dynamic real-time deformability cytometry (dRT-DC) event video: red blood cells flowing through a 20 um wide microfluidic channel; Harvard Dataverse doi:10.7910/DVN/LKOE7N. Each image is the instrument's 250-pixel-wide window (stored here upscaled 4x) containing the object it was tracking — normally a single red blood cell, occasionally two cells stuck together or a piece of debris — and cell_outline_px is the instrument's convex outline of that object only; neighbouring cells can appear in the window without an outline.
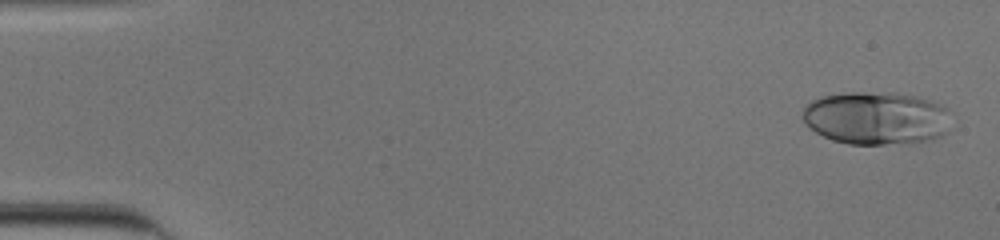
{"species": "human", "species_latin": "Homo sapiens", "temperature_condition": "cold", "stored_images_in_passage": 52, "camera_frame_rate_fps": 3000, "um_per_image_px": 0.085, "donor": {"sex": "male"}, "frame": {"image": 1, "passage_image": 2, "time_ms": 0.333, "image_size_px": [1000, 240], "cell_outline_px": [[948, 132], [940, 136], [928, 140], [884, 144], [848, 144], [832, 140], [816, 132], [804, 120], [804, 108], [812, 100], [820, 96], [852, 92], [860, 92], [912, 96], [944, 104], [948, 108]], "centroid_in_image_um": [74.49, 10.04], "position_along_channel_um": 10.5, "area_um2": 45.14}}
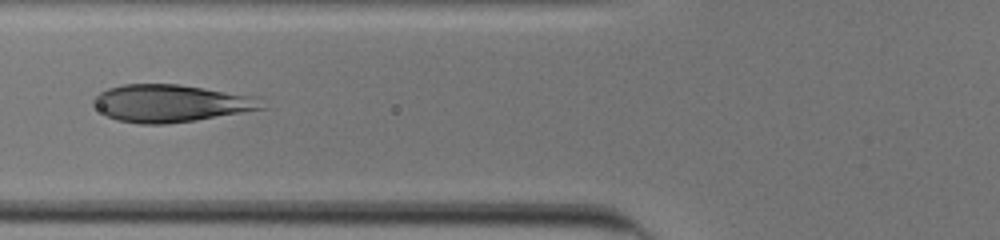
{"frame": {"image": 2, "passage_image": 21, "time_ms": 6.667, "image_size_px": [1000, 240], "cell_outline_px": [[268, 108], [196, 120], [164, 124], [140, 124], [120, 120], [108, 116], [92, 104], [92, 100], [100, 92], [108, 88], [124, 84], [180, 84], [256, 96]], "centroid_in_image_um": [14.55, 8.77], "position_along_channel_um": 111.3, "area_um2": 36.65}}
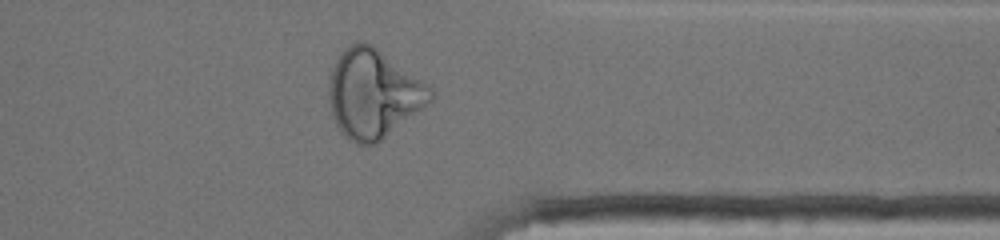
{"frame": {"image": 3, "passage_image": 42, "time_ms": 13.667, "image_size_px": [1000, 240], "cell_outline_px": [[436, 96], [432, 100], [376, 144], [356, 144], [344, 136], [340, 132], [332, 116], [328, 100], [328, 76], [340, 52], [344, 48], [356, 40], [364, 40], [372, 44], [424, 80], [432, 88]], "centroid_in_image_um": [31.71, 7.93], "position_along_channel_um": 379.7, "area_um2": 52.94}, "authors_computed_cell_mechanics": {"area_um2": 42.4252, "velocity_mm_per_s": 3.9046, "shape_relaxation_time_tau1_ms": 4.5398, "shape_relaxation_time_tau2_ms": null, "deformation_change_tau1": 0.1918, "deformation_change_tau2": null}}